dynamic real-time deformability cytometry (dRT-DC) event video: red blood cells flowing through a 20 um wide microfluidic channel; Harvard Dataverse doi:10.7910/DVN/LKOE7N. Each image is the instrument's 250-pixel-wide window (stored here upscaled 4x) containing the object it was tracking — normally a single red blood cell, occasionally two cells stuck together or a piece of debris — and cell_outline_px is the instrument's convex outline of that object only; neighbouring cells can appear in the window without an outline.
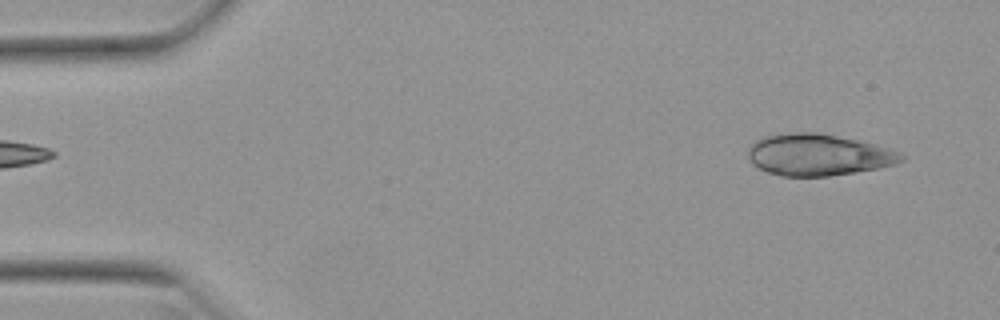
{"species": "Egyptian fruit bat (a non-hibernating species)", "species_latin": "Rousettus aegyptiacus", "temperature_condition": "warm", "stored_images_in_passage": 48, "camera_frame_rate_fps": 3000, "um_per_image_px": 0.085, "animal": {"sex": "female"}, "frame": {"image": 1, "passage_image": 1, "time_ms": 0.0, "image_size_px": [1000, 320], "cell_outline_px": [[904, 160], [896, 164], [880, 168], [856, 172], [828, 176], [784, 176], [768, 172], [752, 164], [748, 160], [748, 148], [756, 140], [764, 136], [796, 132], [816, 132], [860, 140], [900, 152], [904, 156]], "centroid_in_image_um": [69.56, 13.16], "position_along_channel_um": 15.4, "area_um2": 37.17}}